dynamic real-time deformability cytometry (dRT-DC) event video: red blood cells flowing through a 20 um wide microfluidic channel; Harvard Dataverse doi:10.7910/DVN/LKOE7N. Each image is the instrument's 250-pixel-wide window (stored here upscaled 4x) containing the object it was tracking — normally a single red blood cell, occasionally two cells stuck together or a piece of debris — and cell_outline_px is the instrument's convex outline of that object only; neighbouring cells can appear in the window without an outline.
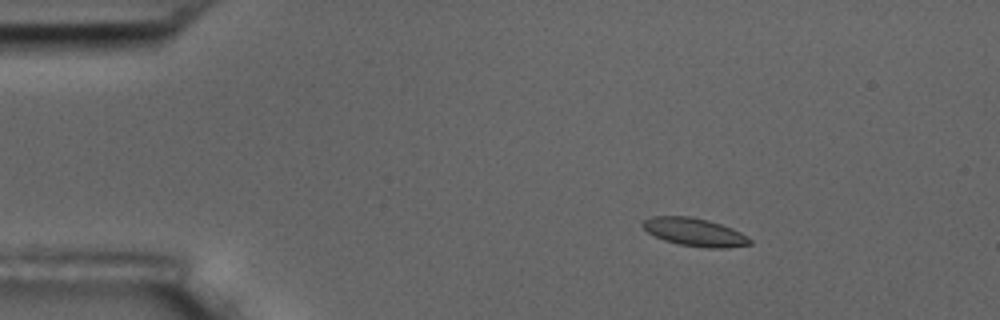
{"species": "common noctule bat (a hibernating species)", "species_latin": "Nyctalus noctula", "temperature_condition": "room temperature", "stored_images_in_passage": 9, "camera_frame_rate_fps": 3000, "um_per_image_px": 0.085, "animal": {"sex": "male", "body_mass_g": 17.5, "forearm_length_mm": 52.3}, "frame": {"image": 1, "passage_image": 3, "time_ms": 2.333, "image_size_px": [1000, 320], "cell_outline_px": [[752, 244], [728, 248], [708, 248], [680, 244], [664, 240], [648, 232], [640, 224], [644, 220], [652, 216], [692, 216], [708, 220], [732, 228], [740, 232], [752, 240]], "centroid_in_image_um": [59.05, 19.72], "position_along_channel_um": 25.9, "area_um2": 17.46}}
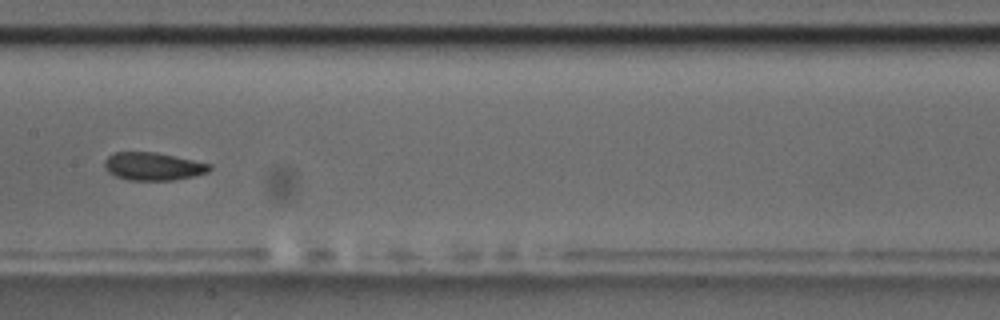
{"frame": {"image": 2, "passage_image": 9, "time_ms": 9.0, "image_size_px": [1000, 320], "cell_outline_px": [[212, 168], [208, 172], [192, 176], [172, 180], [128, 180], [116, 176], [108, 172], [104, 168], [104, 160], [112, 152], [156, 152], [176, 156], [212, 164]], "centroid_in_image_um": [13.0, 14.13], "position_along_channel_um": 194.4, "area_um2": 17.17}}